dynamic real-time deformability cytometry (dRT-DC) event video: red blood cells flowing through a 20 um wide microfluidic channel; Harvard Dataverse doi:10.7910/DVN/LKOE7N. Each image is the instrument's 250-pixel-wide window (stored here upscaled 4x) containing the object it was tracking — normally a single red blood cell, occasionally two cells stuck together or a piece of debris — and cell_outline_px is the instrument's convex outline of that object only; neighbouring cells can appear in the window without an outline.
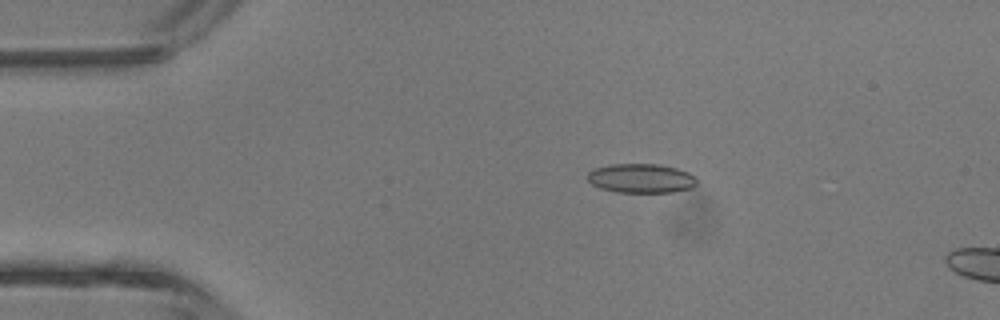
{"species": "common noctule bat (a hibernating species)", "species_latin": "Nyctalus noctula", "temperature_condition": "room temperature", "stored_images_in_passage": 3, "camera_frame_rate_fps": 3000, "um_per_image_px": 0.085, "animal": {"sex": "male", "body_mass_g": 13.3}, "frame": {"image": 1, "passage_image": 2, "time_ms": 1.333, "image_size_px": [1000, 320], "cell_outline_px": [[696, 184], [692, 188], [672, 192], [616, 192], [600, 188], [592, 184], [588, 180], [588, 172], [592, 168], [612, 164], [660, 164], [676, 168], [688, 172], [696, 176]], "centroid_in_image_um": [54.49, 15.15], "position_along_channel_um": 30.5, "area_um2": 18.73}}